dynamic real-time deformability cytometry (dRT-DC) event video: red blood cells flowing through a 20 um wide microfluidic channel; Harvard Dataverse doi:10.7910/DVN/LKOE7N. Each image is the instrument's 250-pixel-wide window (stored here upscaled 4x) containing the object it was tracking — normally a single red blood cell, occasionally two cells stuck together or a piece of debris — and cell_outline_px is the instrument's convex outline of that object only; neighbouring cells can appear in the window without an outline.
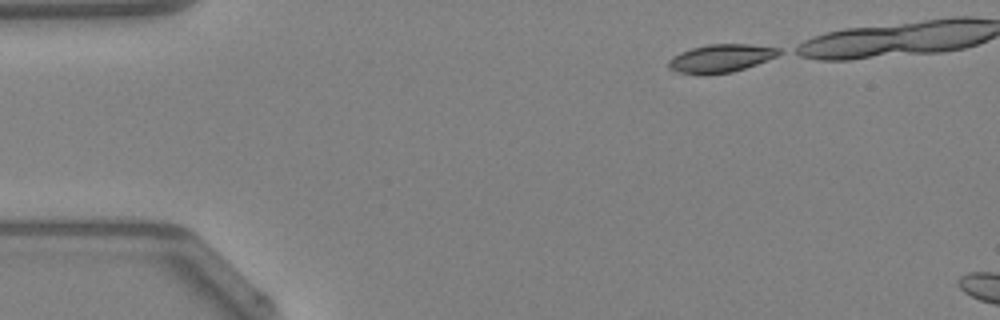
{"species": "Egyptian fruit bat (a non-hibernating species)", "species_latin": "Rousettus aegyptiacus", "temperature_condition": "warm", "stored_images_in_passage": 5, "camera_frame_rate_fps": 3000, "um_per_image_px": 0.085, "animal": {"sex": "female"}, "frame": {"image": 1, "passage_image": 1, "time_ms": 0.0, "image_size_px": [1000, 320], "cell_outline_px": [[784, 52], [776, 56], [756, 64], [732, 72], [680, 72], [668, 68], [668, 60], [672, 56], [680, 52], [692, 48], [708, 44], [748, 44], [780, 48]], "centroid_in_image_um": [61.3, 4.91], "position_along_channel_um": 23.7, "area_um2": 17.46}}